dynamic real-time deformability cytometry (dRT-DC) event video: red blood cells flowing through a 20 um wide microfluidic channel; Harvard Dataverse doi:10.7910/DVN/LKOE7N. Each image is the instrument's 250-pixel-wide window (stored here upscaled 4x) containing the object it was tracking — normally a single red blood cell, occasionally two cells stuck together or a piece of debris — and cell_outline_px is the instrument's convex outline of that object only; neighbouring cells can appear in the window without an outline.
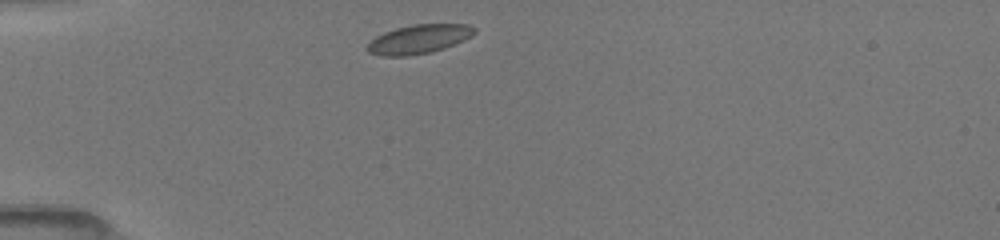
{"species": "common noctule bat (a hibernating species)", "species_latin": "Nyctalus noctula", "temperature_condition": "room temperature", "stored_images_in_passage": 37, "camera_frame_rate_fps": 3000, "um_per_image_px": 0.085, "animal": {"sex": "female", "body_mass_g": 19.5, "forearm_length_mm": 54.1}, "frame": {"image": 1, "passage_image": 1, "time_ms": 0.0, "image_size_px": [1000, 240], "cell_outline_px": [[476, 32], [472, 36], [464, 40], [444, 48], [432, 52], [408, 56], [380, 56], [368, 52], [364, 48], [376, 36], [384, 32], [396, 28], [412, 24], [468, 24], [476, 28]], "centroid_in_image_um": [35.6, 3.33], "position_along_channel_um": 49.4, "area_um2": 18.26}}
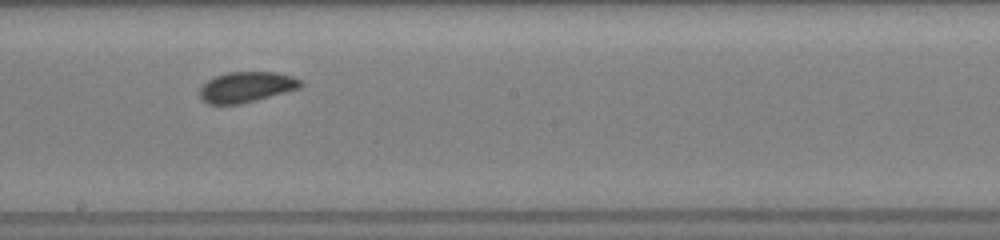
{"frame": {"image": 2, "passage_image": 16, "time_ms": 5.0, "image_size_px": [1000, 240], "cell_outline_px": [[304, 84], [300, 88], [256, 100], [240, 104], [208, 104], [200, 96], [200, 88], [208, 80], [216, 76], [228, 72], [276, 72], [292, 76], [300, 80]], "centroid_in_image_um": [20.96, 7.39], "position_along_channel_um": 227.2, "area_um2": 17.8}}
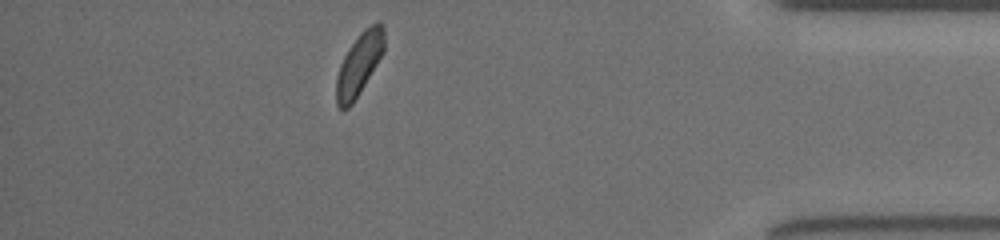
{"frame": {"image": 3, "passage_image": 32, "time_ms": 10.333, "image_size_px": [1000, 240], "cell_outline_px": [[384, 52], [352, 104], [348, 108], [340, 108], [336, 104], [336, 76], [340, 64], [348, 48], [360, 32], [364, 28], [376, 20], [380, 20], [384, 28]], "centroid_in_image_um": [30.53, 5.39], "position_along_channel_um": 404.7, "area_um2": 17.46}, "authors_computed_cell_mechanics": {"area_um2": 18.0336, "velocity_mm_per_s": 4.0089, "shape_relaxation_time_tau1_ms": 1.1702, "shape_relaxation_time_tau2_ms": 2.3787, "deformation_change_tau1": 0.0509, "deformation_change_tau2": 0.0682}}